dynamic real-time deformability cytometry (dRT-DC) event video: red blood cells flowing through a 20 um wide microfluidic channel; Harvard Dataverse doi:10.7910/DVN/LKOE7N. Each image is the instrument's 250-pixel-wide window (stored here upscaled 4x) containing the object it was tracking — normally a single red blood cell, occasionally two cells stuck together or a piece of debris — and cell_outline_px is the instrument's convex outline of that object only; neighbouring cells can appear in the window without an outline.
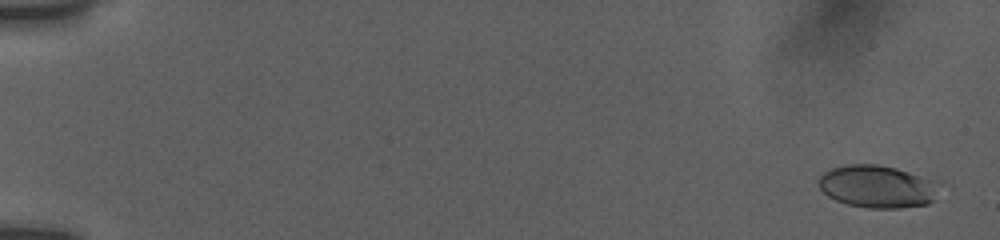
{"species": "human", "species_latin": "Homo sapiens", "temperature_condition": "room temperature", "stored_images_in_passage": 55, "camera_frame_rate_fps": 3000, "um_per_image_px": 0.085, "donor": {"sex": "female"}, "frame": {"image": 1, "passage_image": 2, "time_ms": 0.333, "image_size_px": [1000, 240], "cell_outline_px": [[932, 200], [928, 204], [900, 208], [868, 208], [848, 204], [836, 200], [828, 196], [820, 188], [820, 176], [824, 172], [832, 168], [848, 164], [876, 164], [896, 168], [908, 172], [928, 180]], "centroid_in_image_um": [74.4, 15.86], "position_along_channel_um": 10.6, "area_um2": 28.55}}
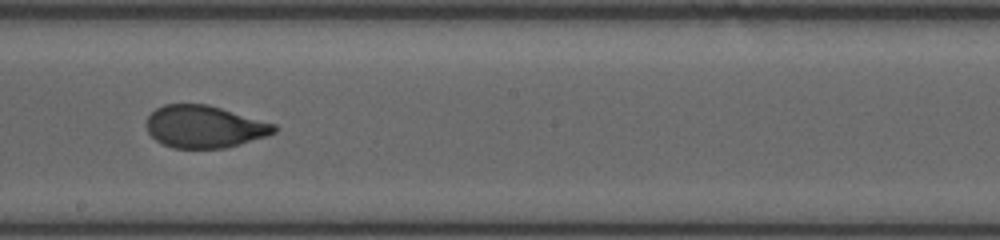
{"frame": {"image": 2, "passage_image": 33, "time_ms": 10.667, "image_size_px": [1000, 240], "cell_outline_px": [[276, 132], [268, 136], [240, 144], [224, 148], [172, 148], [156, 140], [148, 132], [148, 116], [156, 108], [164, 104], [208, 104], [276, 124]], "centroid_in_image_um": [17.4, 10.77], "position_along_channel_um": 230.8, "area_um2": 31.39}}
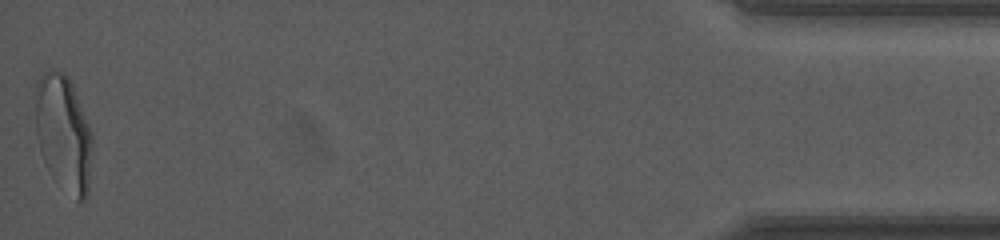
{"frame": {"image": 3, "passage_image": 55, "time_ms": 18.0, "image_size_px": [1000, 240], "cell_outline_px": [[92, 148], [88, 196], [84, 200], [76, 200], [44, 160], [40, 152], [36, 136], [36, 84], [40, 76], [48, 68], [56, 68], [64, 72], [72, 80], [92, 132]], "centroid_in_image_um": [5.42, 11.19], "position_along_channel_um": 429.8, "area_um2": 38.38}, "authors_computed_cell_mechanics": {"area_um2": 31.6166, "velocity_mm_per_s": 3.8439, "shape_relaxation_time_tau1_ms": 7.5847, "shape_relaxation_time_tau2_ms": null, "deformation_change_tau1": 0.2357, "deformation_change_tau2": null}}